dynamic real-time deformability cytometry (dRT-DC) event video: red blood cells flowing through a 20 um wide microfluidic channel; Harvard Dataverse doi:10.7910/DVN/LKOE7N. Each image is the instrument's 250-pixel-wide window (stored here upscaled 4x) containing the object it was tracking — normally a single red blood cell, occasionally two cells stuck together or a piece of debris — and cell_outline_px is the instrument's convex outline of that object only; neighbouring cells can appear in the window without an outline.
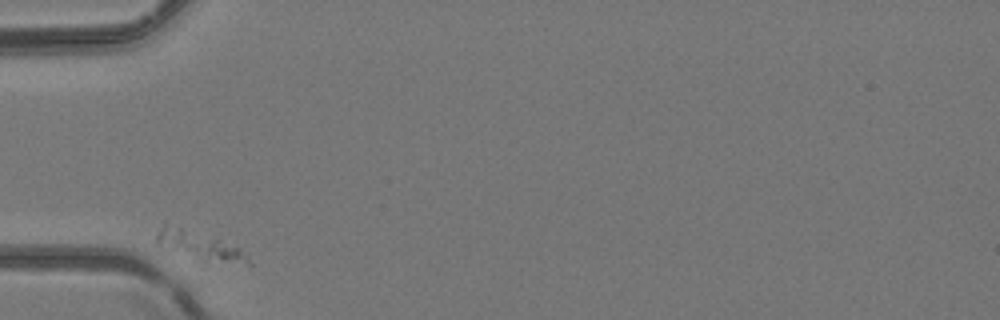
{"species": "common noctule bat (a hibernating species)", "species_latin": "Nyctalus noctula", "temperature_condition": "room temperature", "stored_images_in_passage": 2, "camera_frame_rate_fps": 3000, "um_per_image_px": 0.085, "animal": {"sex": "female", "body_mass_g": 24.6, "forearm_length_mm": 56.2}, "frame": {"image": 1, "passage_image": 1, "time_ms": 0.0, "image_size_px": [1000, 320], "cell_outline_px": [[252, 268], [204, 264], [156, 244], [156, 236], [160, 228], [164, 224], [180, 228], [240, 248], [252, 264]], "centroid_in_image_um": [17.1, 21.06], "position_along_channel_um": 67.9, "area_um2": 15.61}}